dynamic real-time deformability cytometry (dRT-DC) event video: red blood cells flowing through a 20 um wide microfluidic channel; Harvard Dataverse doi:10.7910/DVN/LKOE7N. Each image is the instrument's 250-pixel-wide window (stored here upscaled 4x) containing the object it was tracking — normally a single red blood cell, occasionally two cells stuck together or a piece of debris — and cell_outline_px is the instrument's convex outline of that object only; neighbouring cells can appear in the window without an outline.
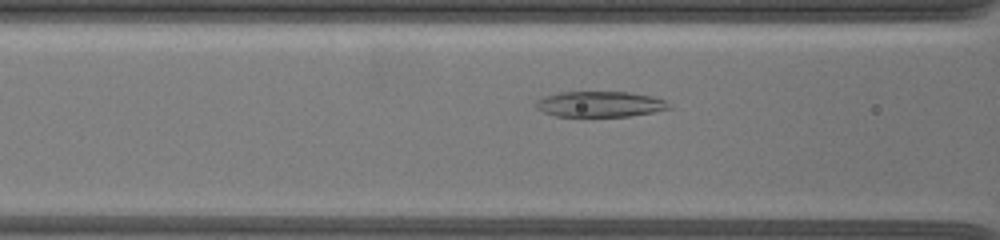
{"species": "common noctule bat (a hibernating species)", "species_latin": "Nyctalus noctula", "temperature_condition": "warm", "stored_images_in_passage": 17, "camera_frame_rate_fps": 3000, "um_per_image_px": 0.085, "animal": {"sex": "female", "body_mass_g": 19.5, "forearm_length_mm": 54.1}, "frame": {"image": 1, "passage_image": 8, "time_ms": 2.333, "image_size_px": [1000, 240], "cell_outline_px": [[672, 108], [652, 112], [628, 116], [556, 116], [544, 112], [536, 108], [536, 100], [544, 96], [556, 92], [628, 92], [652, 96], [664, 100]], "centroid_in_image_um": [50.96, 8.84], "position_along_channel_um": 115.6, "area_um2": 19.77}}
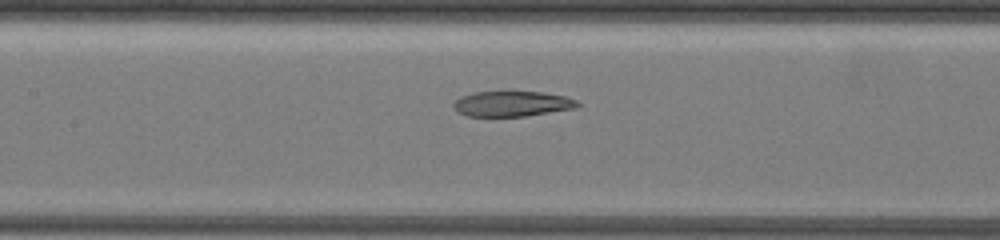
{"frame": {"image": 2, "passage_image": 12, "time_ms": 3.667, "image_size_px": [1000, 240], "cell_outline_px": [[580, 104], [576, 108], [524, 116], [468, 116], [460, 112], [452, 104], [460, 96], [476, 92], [504, 88], [512, 88], [544, 92], [564, 96], [576, 100]], "centroid_in_image_um": [43.53, 8.75], "position_along_channel_um": 163.9, "area_um2": 19.13}}
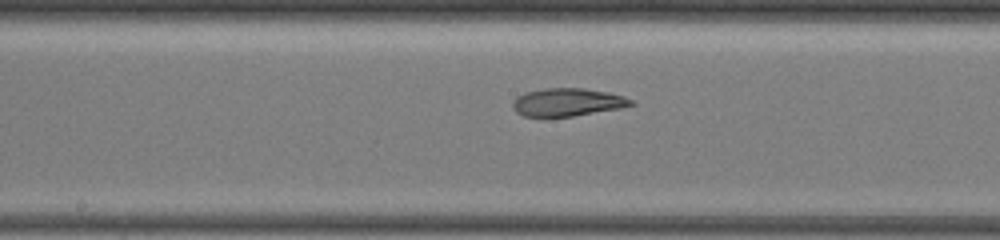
{"frame": {"image": 3, "passage_image": 15, "time_ms": 4.667, "image_size_px": [1000, 240], "cell_outline_px": [[636, 104], [620, 108], [572, 116], [524, 116], [516, 112], [512, 108], [512, 104], [516, 96], [524, 92], [544, 88], [584, 88], [608, 92], [624, 96], [632, 100]], "centroid_in_image_um": [48.22, 8.67], "position_along_channel_um": 200.0, "area_um2": 19.25}}